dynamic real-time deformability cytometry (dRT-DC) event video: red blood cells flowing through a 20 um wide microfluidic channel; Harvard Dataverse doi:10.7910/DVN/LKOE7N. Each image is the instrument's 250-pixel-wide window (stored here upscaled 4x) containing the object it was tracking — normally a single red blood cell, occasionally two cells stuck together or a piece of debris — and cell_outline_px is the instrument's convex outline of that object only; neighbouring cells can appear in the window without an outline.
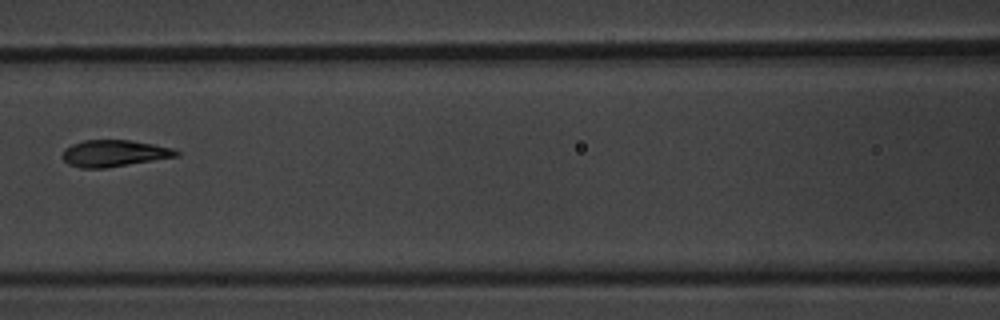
{"species": "common noctule bat (a hibernating species)", "species_latin": "Nyctalus noctula", "temperature_condition": "warm", "stored_images_in_passage": 6, "camera_frame_rate_fps": 3000, "um_per_image_px": 0.085, "animal": {"sex": "male", "body_mass_g": 20.1, "forearm_length_mm": 53.5}, "frame": {"image": 1, "passage_image": 6, "time_ms": 6.0, "image_size_px": [1000, 320], "cell_outline_px": [[180, 156], [104, 168], [80, 168], [68, 164], [60, 156], [64, 148], [72, 144], [84, 140], [128, 140], [152, 144], [172, 148], [180, 152]], "centroid_in_image_um": [9.66, 13.03], "position_along_channel_um": 156.9, "area_um2": 17.69}}